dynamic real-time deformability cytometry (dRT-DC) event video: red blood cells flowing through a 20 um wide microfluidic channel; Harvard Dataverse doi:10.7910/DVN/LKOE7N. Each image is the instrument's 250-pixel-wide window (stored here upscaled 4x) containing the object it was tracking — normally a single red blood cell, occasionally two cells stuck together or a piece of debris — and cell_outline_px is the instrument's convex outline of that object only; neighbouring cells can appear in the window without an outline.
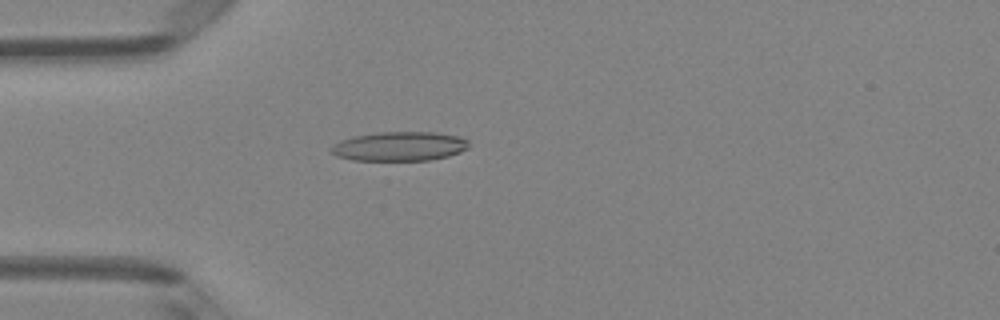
{"species": "Egyptian fruit bat (a non-hibernating species)", "species_latin": "Rousettus aegyptiacus", "temperature_condition": "room temperature", "stored_images_in_passage": 49, "camera_frame_rate_fps": 3000, "um_per_image_px": 0.085, "animal": {"sex": "female"}, "frame": {"image": 1, "passage_image": 14, "time_ms": 4.333, "image_size_px": [1000, 320], "cell_outline_px": [[468, 148], [460, 152], [448, 156], [428, 160], [352, 160], [336, 156], [328, 148], [332, 144], [340, 140], [352, 136], [380, 132], [436, 132], [460, 136], [468, 140]], "centroid_in_image_um": [33.93, 12.43], "position_along_channel_um": 51.1, "area_um2": 23.64}}
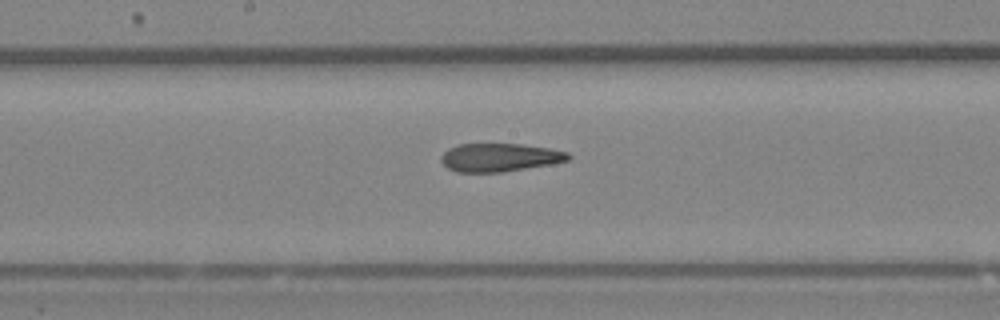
{"frame": {"image": 2, "passage_image": 26, "time_ms": 8.333, "image_size_px": [1000, 320], "cell_outline_px": [[572, 156], [568, 160], [552, 164], [500, 172], [456, 172], [448, 168], [440, 160], [440, 156], [448, 148], [460, 144], [520, 144], [548, 148], [568, 152]], "centroid_in_image_um": [42.46, 13.38], "position_along_channel_um": 205.7, "area_um2": 20.87}}
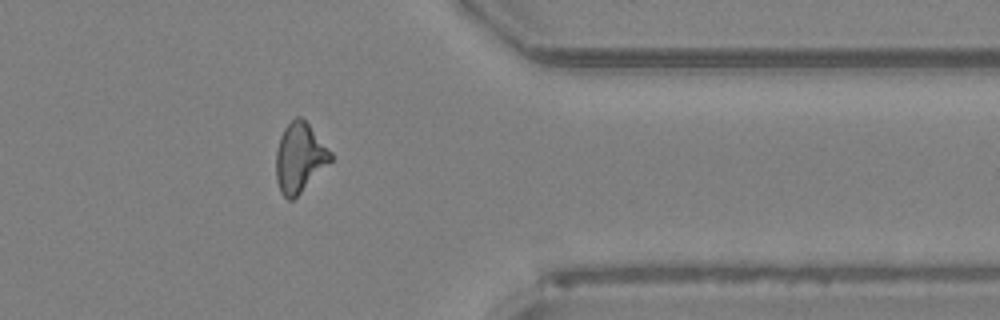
{"frame": {"image": 3, "passage_image": 40, "time_ms": 13.0, "image_size_px": [1000, 320], "cell_outline_px": [[332, 160], [292, 200], [288, 200], [280, 192], [276, 180], [276, 152], [280, 136], [284, 128], [296, 116], [300, 116], [308, 124], [332, 152]], "centroid_in_image_um": [25.45, 13.39], "position_along_channel_um": 386.0, "area_um2": 21.73}, "authors_computed_cell_mechanics": {"area_um2": 22.3108, "velocity_mm_per_s": 4.133, "shape_relaxation_time_tau1_ms": null, "shape_relaxation_time_tau2_ms": 3.1603, "deformation_change_tau1": null, "deformation_change_tau2": 0.1268}}